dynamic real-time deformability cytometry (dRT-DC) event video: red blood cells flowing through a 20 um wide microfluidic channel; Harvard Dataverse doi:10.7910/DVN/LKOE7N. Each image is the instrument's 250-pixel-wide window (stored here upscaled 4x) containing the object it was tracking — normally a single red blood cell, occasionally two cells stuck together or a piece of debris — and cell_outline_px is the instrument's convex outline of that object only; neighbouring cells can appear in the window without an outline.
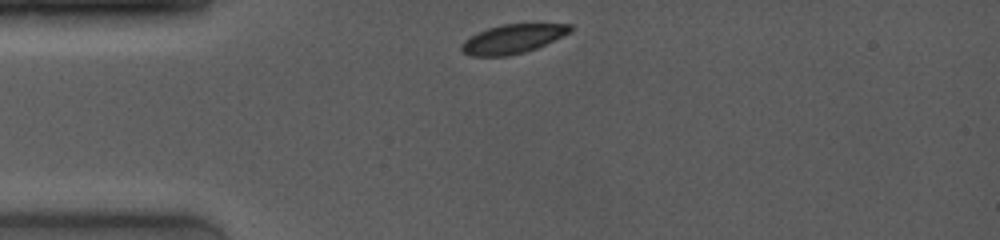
{"species": "common noctule bat (a hibernating species)", "species_latin": "Nyctalus noctula", "temperature_condition": "room temperature", "stored_images_in_passage": 44, "camera_frame_rate_fps": 4000, "um_per_image_px": 0.085, "animal": {"sex": "female", "body_mass_g": 19.0, "forearm_length_mm": 53.3}, "frame": {"image": 1, "passage_image": 1, "time_ms": 0.0, "image_size_px": [1000, 240], "cell_outline_px": [[572, 32], [536, 48], [524, 52], [508, 56], [472, 56], [464, 52], [460, 48], [460, 44], [464, 40], [488, 28], [504, 24], [572, 24]], "centroid_in_image_um": [43.59, 3.31], "position_along_channel_um": 41.4, "area_um2": 18.21}}
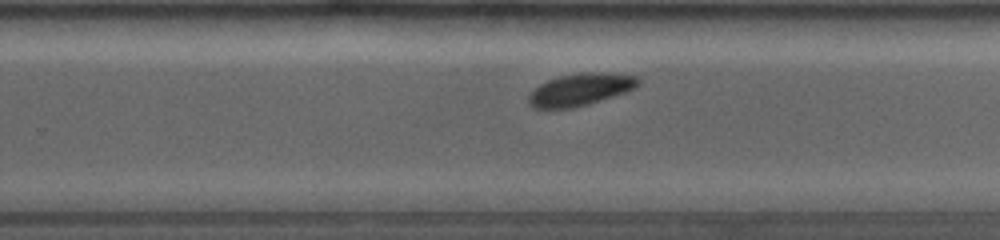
{"frame": {"image": 2, "passage_image": 35, "time_ms": 6.75, "image_size_px": [1000, 240], "cell_outline_px": [[640, 84], [636, 88], [588, 104], [572, 108], [532, 108], [528, 104], [528, 96], [540, 84], [548, 80], [560, 76], [580, 72], [608, 72], [640, 76]], "centroid_in_image_um": [49.36, 7.59], "position_along_channel_um": 280.4, "area_um2": 20.63}}
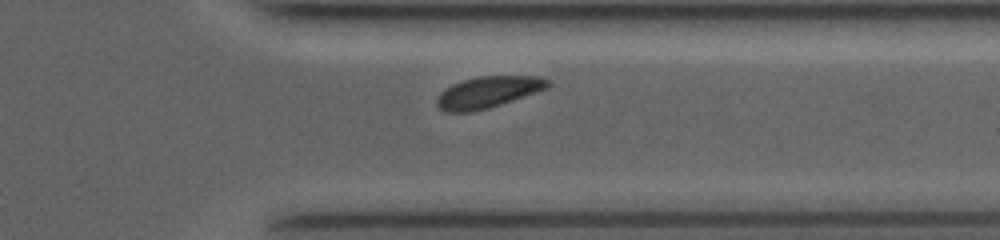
{"frame": {"image": 3, "passage_image": 41, "time_ms": 9.0, "image_size_px": [1000, 240], "cell_outline_px": [[552, 84], [548, 88], [488, 108], [472, 112], [444, 112], [436, 104], [436, 96], [444, 88], [452, 84], [464, 80], [480, 76], [540, 76], [548, 80]], "centroid_in_image_um": [41.45, 7.83], "position_along_channel_um": 370.0, "area_um2": 20.35}}